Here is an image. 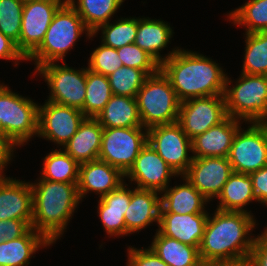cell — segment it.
<instances>
[{
    "label": "cell",
    "instance_id": "6da1fadb",
    "mask_svg": "<svg viewBox=\"0 0 267 266\" xmlns=\"http://www.w3.org/2000/svg\"><path fill=\"white\" fill-rule=\"evenodd\" d=\"M178 48L163 57L160 70L169 79L180 102L224 95L227 76L218 63L202 54Z\"/></svg>",
    "mask_w": 267,
    "mask_h": 266
},
{
    "label": "cell",
    "instance_id": "7a4b0ae2",
    "mask_svg": "<svg viewBox=\"0 0 267 266\" xmlns=\"http://www.w3.org/2000/svg\"><path fill=\"white\" fill-rule=\"evenodd\" d=\"M255 225L250 212L216 209L213 217L208 216L199 245L202 263L249 258L255 240L250 232Z\"/></svg>",
    "mask_w": 267,
    "mask_h": 266
},
{
    "label": "cell",
    "instance_id": "3957f363",
    "mask_svg": "<svg viewBox=\"0 0 267 266\" xmlns=\"http://www.w3.org/2000/svg\"><path fill=\"white\" fill-rule=\"evenodd\" d=\"M30 184L33 196L31 227L53 244L63 234L80 203L78 183L39 179Z\"/></svg>",
    "mask_w": 267,
    "mask_h": 266
},
{
    "label": "cell",
    "instance_id": "277c9868",
    "mask_svg": "<svg viewBox=\"0 0 267 266\" xmlns=\"http://www.w3.org/2000/svg\"><path fill=\"white\" fill-rule=\"evenodd\" d=\"M93 37L82 18L66 0L56 11L40 46L27 58L34 60L36 70L47 63L63 61L82 33Z\"/></svg>",
    "mask_w": 267,
    "mask_h": 266
},
{
    "label": "cell",
    "instance_id": "5b68a950",
    "mask_svg": "<svg viewBox=\"0 0 267 266\" xmlns=\"http://www.w3.org/2000/svg\"><path fill=\"white\" fill-rule=\"evenodd\" d=\"M136 100L142 126L147 130L177 122L181 102L161 70L145 79Z\"/></svg>",
    "mask_w": 267,
    "mask_h": 266
},
{
    "label": "cell",
    "instance_id": "8992f818",
    "mask_svg": "<svg viewBox=\"0 0 267 266\" xmlns=\"http://www.w3.org/2000/svg\"><path fill=\"white\" fill-rule=\"evenodd\" d=\"M226 77L224 92L228 116L249 123L267 122V76L244 74L229 88Z\"/></svg>",
    "mask_w": 267,
    "mask_h": 266
},
{
    "label": "cell",
    "instance_id": "52a82bcc",
    "mask_svg": "<svg viewBox=\"0 0 267 266\" xmlns=\"http://www.w3.org/2000/svg\"><path fill=\"white\" fill-rule=\"evenodd\" d=\"M38 105L0 84V121L4 136L16 146H23L38 135Z\"/></svg>",
    "mask_w": 267,
    "mask_h": 266
},
{
    "label": "cell",
    "instance_id": "ba28073f",
    "mask_svg": "<svg viewBox=\"0 0 267 266\" xmlns=\"http://www.w3.org/2000/svg\"><path fill=\"white\" fill-rule=\"evenodd\" d=\"M146 144L147 129L144 127L104 128L98 160L125 175Z\"/></svg>",
    "mask_w": 267,
    "mask_h": 266
},
{
    "label": "cell",
    "instance_id": "9c48e42d",
    "mask_svg": "<svg viewBox=\"0 0 267 266\" xmlns=\"http://www.w3.org/2000/svg\"><path fill=\"white\" fill-rule=\"evenodd\" d=\"M55 62L40 66L36 72L44 77L50 88L48 101L73 107L84 113V101L86 92V68L75 70Z\"/></svg>",
    "mask_w": 267,
    "mask_h": 266
},
{
    "label": "cell",
    "instance_id": "30bf717a",
    "mask_svg": "<svg viewBox=\"0 0 267 266\" xmlns=\"http://www.w3.org/2000/svg\"><path fill=\"white\" fill-rule=\"evenodd\" d=\"M236 132L228 161L233 172L251 174L267 165V123H251Z\"/></svg>",
    "mask_w": 267,
    "mask_h": 266
},
{
    "label": "cell",
    "instance_id": "8fae6325",
    "mask_svg": "<svg viewBox=\"0 0 267 266\" xmlns=\"http://www.w3.org/2000/svg\"><path fill=\"white\" fill-rule=\"evenodd\" d=\"M147 142L178 175H183L193 161L192 141L176 122L147 130Z\"/></svg>",
    "mask_w": 267,
    "mask_h": 266
},
{
    "label": "cell",
    "instance_id": "7c38bea8",
    "mask_svg": "<svg viewBox=\"0 0 267 266\" xmlns=\"http://www.w3.org/2000/svg\"><path fill=\"white\" fill-rule=\"evenodd\" d=\"M227 117L224 95H214L181 102L177 123L192 140Z\"/></svg>",
    "mask_w": 267,
    "mask_h": 266
},
{
    "label": "cell",
    "instance_id": "4fadbf2b",
    "mask_svg": "<svg viewBox=\"0 0 267 266\" xmlns=\"http://www.w3.org/2000/svg\"><path fill=\"white\" fill-rule=\"evenodd\" d=\"M66 0H25L19 51L27 59L41 44L53 16Z\"/></svg>",
    "mask_w": 267,
    "mask_h": 266
},
{
    "label": "cell",
    "instance_id": "5bb4252c",
    "mask_svg": "<svg viewBox=\"0 0 267 266\" xmlns=\"http://www.w3.org/2000/svg\"><path fill=\"white\" fill-rule=\"evenodd\" d=\"M86 118L73 107L46 101L38 107V136L64 146Z\"/></svg>",
    "mask_w": 267,
    "mask_h": 266
},
{
    "label": "cell",
    "instance_id": "9a60e30c",
    "mask_svg": "<svg viewBox=\"0 0 267 266\" xmlns=\"http://www.w3.org/2000/svg\"><path fill=\"white\" fill-rule=\"evenodd\" d=\"M233 173L227 157L193 158L188 170L182 175L206 199L218 197L224 184Z\"/></svg>",
    "mask_w": 267,
    "mask_h": 266
},
{
    "label": "cell",
    "instance_id": "2e32d148",
    "mask_svg": "<svg viewBox=\"0 0 267 266\" xmlns=\"http://www.w3.org/2000/svg\"><path fill=\"white\" fill-rule=\"evenodd\" d=\"M173 176L179 175L148 142L125 174V177L137 184L138 189L155 190L160 192L159 195L169 186V180Z\"/></svg>",
    "mask_w": 267,
    "mask_h": 266
},
{
    "label": "cell",
    "instance_id": "e0dca14e",
    "mask_svg": "<svg viewBox=\"0 0 267 266\" xmlns=\"http://www.w3.org/2000/svg\"><path fill=\"white\" fill-rule=\"evenodd\" d=\"M7 219L25 220L32 225L33 196L29 182L0 177V220Z\"/></svg>",
    "mask_w": 267,
    "mask_h": 266
},
{
    "label": "cell",
    "instance_id": "ac0fdd59",
    "mask_svg": "<svg viewBox=\"0 0 267 266\" xmlns=\"http://www.w3.org/2000/svg\"><path fill=\"white\" fill-rule=\"evenodd\" d=\"M125 175L116 167L101 160L81 163L79 166L78 194L80 200L89 191L96 194H108L124 183Z\"/></svg>",
    "mask_w": 267,
    "mask_h": 266
},
{
    "label": "cell",
    "instance_id": "d6986e66",
    "mask_svg": "<svg viewBox=\"0 0 267 266\" xmlns=\"http://www.w3.org/2000/svg\"><path fill=\"white\" fill-rule=\"evenodd\" d=\"M240 121L228 116L218 125L194 137L191 140L193 158L228 157L233 138L241 127Z\"/></svg>",
    "mask_w": 267,
    "mask_h": 266
},
{
    "label": "cell",
    "instance_id": "ffe728a7",
    "mask_svg": "<svg viewBox=\"0 0 267 266\" xmlns=\"http://www.w3.org/2000/svg\"><path fill=\"white\" fill-rule=\"evenodd\" d=\"M208 216V213H160L157 230L162 235L199 249Z\"/></svg>",
    "mask_w": 267,
    "mask_h": 266
},
{
    "label": "cell",
    "instance_id": "44dd1931",
    "mask_svg": "<svg viewBox=\"0 0 267 266\" xmlns=\"http://www.w3.org/2000/svg\"><path fill=\"white\" fill-rule=\"evenodd\" d=\"M155 190L135 189L131 190V199L124 214L126 230L129 234L144 229L152 222L159 225L161 197Z\"/></svg>",
    "mask_w": 267,
    "mask_h": 266
},
{
    "label": "cell",
    "instance_id": "7402d4cb",
    "mask_svg": "<svg viewBox=\"0 0 267 266\" xmlns=\"http://www.w3.org/2000/svg\"><path fill=\"white\" fill-rule=\"evenodd\" d=\"M103 129L96 118L86 117L62 149L79 164L98 160Z\"/></svg>",
    "mask_w": 267,
    "mask_h": 266
},
{
    "label": "cell",
    "instance_id": "603a6c76",
    "mask_svg": "<svg viewBox=\"0 0 267 266\" xmlns=\"http://www.w3.org/2000/svg\"><path fill=\"white\" fill-rule=\"evenodd\" d=\"M122 183L118 188L112 190L99 199L98 214L105 228V231L110 236H123L129 233L126 230L124 214L128 209L131 190Z\"/></svg>",
    "mask_w": 267,
    "mask_h": 266
},
{
    "label": "cell",
    "instance_id": "cb8c5ba5",
    "mask_svg": "<svg viewBox=\"0 0 267 266\" xmlns=\"http://www.w3.org/2000/svg\"><path fill=\"white\" fill-rule=\"evenodd\" d=\"M184 184L167 187L161 193L160 213L191 214L207 213L204 204L209 202L186 178Z\"/></svg>",
    "mask_w": 267,
    "mask_h": 266
},
{
    "label": "cell",
    "instance_id": "d4e9b609",
    "mask_svg": "<svg viewBox=\"0 0 267 266\" xmlns=\"http://www.w3.org/2000/svg\"><path fill=\"white\" fill-rule=\"evenodd\" d=\"M49 245L51 243L31 227L20 238L0 243V266H27L33 253Z\"/></svg>",
    "mask_w": 267,
    "mask_h": 266
},
{
    "label": "cell",
    "instance_id": "484cf974",
    "mask_svg": "<svg viewBox=\"0 0 267 266\" xmlns=\"http://www.w3.org/2000/svg\"><path fill=\"white\" fill-rule=\"evenodd\" d=\"M103 128L143 127L136 98L112 95L95 117Z\"/></svg>",
    "mask_w": 267,
    "mask_h": 266
},
{
    "label": "cell",
    "instance_id": "4316f807",
    "mask_svg": "<svg viewBox=\"0 0 267 266\" xmlns=\"http://www.w3.org/2000/svg\"><path fill=\"white\" fill-rule=\"evenodd\" d=\"M149 247L169 266H203L197 247L162 235L158 230Z\"/></svg>",
    "mask_w": 267,
    "mask_h": 266
},
{
    "label": "cell",
    "instance_id": "83f0119b",
    "mask_svg": "<svg viewBox=\"0 0 267 266\" xmlns=\"http://www.w3.org/2000/svg\"><path fill=\"white\" fill-rule=\"evenodd\" d=\"M172 33V28L165 21L138 18V29L134 43L161 65L164 58L161 57L162 55L159 52L167 47Z\"/></svg>",
    "mask_w": 267,
    "mask_h": 266
},
{
    "label": "cell",
    "instance_id": "f1b7e54d",
    "mask_svg": "<svg viewBox=\"0 0 267 266\" xmlns=\"http://www.w3.org/2000/svg\"><path fill=\"white\" fill-rule=\"evenodd\" d=\"M221 211L247 212L243 207L257 201L249 174L233 172L217 197Z\"/></svg>",
    "mask_w": 267,
    "mask_h": 266
},
{
    "label": "cell",
    "instance_id": "f546056e",
    "mask_svg": "<svg viewBox=\"0 0 267 266\" xmlns=\"http://www.w3.org/2000/svg\"><path fill=\"white\" fill-rule=\"evenodd\" d=\"M93 33L99 26L110 21L124 0H67Z\"/></svg>",
    "mask_w": 267,
    "mask_h": 266
},
{
    "label": "cell",
    "instance_id": "4dcf8cb0",
    "mask_svg": "<svg viewBox=\"0 0 267 266\" xmlns=\"http://www.w3.org/2000/svg\"><path fill=\"white\" fill-rule=\"evenodd\" d=\"M79 166L80 164L64 150H53L44 158L40 179L78 183Z\"/></svg>",
    "mask_w": 267,
    "mask_h": 266
},
{
    "label": "cell",
    "instance_id": "1f68e13d",
    "mask_svg": "<svg viewBox=\"0 0 267 266\" xmlns=\"http://www.w3.org/2000/svg\"><path fill=\"white\" fill-rule=\"evenodd\" d=\"M112 95L108 77L86 67L84 115L95 118L104 109Z\"/></svg>",
    "mask_w": 267,
    "mask_h": 266
},
{
    "label": "cell",
    "instance_id": "d6a6232c",
    "mask_svg": "<svg viewBox=\"0 0 267 266\" xmlns=\"http://www.w3.org/2000/svg\"><path fill=\"white\" fill-rule=\"evenodd\" d=\"M242 73L267 76V32L245 33Z\"/></svg>",
    "mask_w": 267,
    "mask_h": 266
},
{
    "label": "cell",
    "instance_id": "836d02e7",
    "mask_svg": "<svg viewBox=\"0 0 267 266\" xmlns=\"http://www.w3.org/2000/svg\"><path fill=\"white\" fill-rule=\"evenodd\" d=\"M228 17L234 24L245 26V33L267 32V0H249Z\"/></svg>",
    "mask_w": 267,
    "mask_h": 266
},
{
    "label": "cell",
    "instance_id": "e575fe53",
    "mask_svg": "<svg viewBox=\"0 0 267 266\" xmlns=\"http://www.w3.org/2000/svg\"><path fill=\"white\" fill-rule=\"evenodd\" d=\"M138 29V18H121L116 23H106L99 26L92 35L101 30L102 41L105 46L119 49L125 45L135 42V37Z\"/></svg>",
    "mask_w": 267,
    "mask_h": 266
},
{
    "label": "cell",
    "instance_id": "d590c367",
    "mask_svg": "<svg viewBox=\"0 0 267 266\" xmlns=\"http://www.w3.org/2000/svg\"><path fill=\"white\" fill-rule=\"evenodd\" d=\"M107 77L113 95L136 98L148 75L143 70L123 65Z\"/></svg>",
    "mask_w": 267,
    "mask_h": 266
},
{
    "label": "cell",
    "instance_id": "8d00e7d4",
    "mask_svg": "<svg viewBox=\"0 0 267 266\" xmlns=\"http://www.w3.org/2000/svg\"><path fill=\"white\" fill-rule=\"evenodd\" d=\"M24 0H0V31L16 42L19 50Z\"/></svg>",
    "mask_w": 267,
    "mask_h": 266
},
{
    "label": "cell",
    "instance_id": "74e56055",
    "mask_svg": "<svg viewBox=\"0 0 267 266\" xmlns=\"http://www.w3.org/2000/svg\"><path fill=\"white\" fill-rule=\"evenodd\" d=\"M124 66L143 70L148 76L160 70V64L135 43L117 49Z\"/></svg>",
    "mask_w": 267,
    "mask_h": 266
},
{
    "label": "cell",
    "instance_id": "f35d334b",
    "mask_svg": "<svg viewBox=\"0 0 267 266\" xmlns=\"http://www.w3.org/2000/svg\"><path fill=\"white\" fill-rule=\"evenodd\" d=\"M88 62V69L104 76H109L123 66L117 49L105 46L102 43L91 53Z\"/></svg>",
    "mask_w": 267,
    "mask_h": 266
},
{
    "label": "cell",
    "instance_id": "ab89813d",
    "mask_svg": "<svg viewBox=\"0 0 267 266\" xmlns=\"http://www.w3.org/2000/svg\"><path fill=\"white\" fill-rule=\"evenodd\" d=\"M127 266H169L150 248H128Z\"/></svg>",
    "mask_w": 267,
    "mask_h": 266
},
{
    "label": "cell",
    "instance_id": "60d3db41",
    "mask_svg": "<svg viewBox=\"0 0 267 266\" xmlns=\"http://www.w3.org/2000/svg\"><path fill=\"white\" fill-rule=\"evenodd\" d=\"M31 226L25 220H0V243L4 240H13L23 236Z\"/></svg>",
    "mask_w": 267,
    "mask_h": 266
},
{
    "label": "cell",
    "instance_id": "b9f144b4",
    "mask_svg": "<svg viewBox=\"0 0 267 266\" xmlns=\"http://www.w3.org/2000/svg\"><path fill=\"white\" fill-rule=\"evenodd\" d=\"M249 260L251 266H267V228L255 237Z\"/></svg>",
    "mask_w": 267,
    "mask_h": 266
},
{
    "label": "cell",
    "instance_id": "7bdbcfd3",
    "mask_svg": "<svg viewBox=\"0 0 267 266\" xmlns=\"http://www.w3.org/2000/svg\"><path fill=\"white\" fill-rule=\"evenodd\" d=\"M249 176L252 180L256 200L267 205V165L249 174Z\"/></svg>",
    "mask_w": 267,
    "mask_h": 266
},
{
    "label": "cell",
    "instance_id": "ee69618b",
    "mask_svg": "<svg viewBox=\"0 0 267 266\" xmlns=\"http://www.w3.org/2000/svg\"><path fill=\"white\" fill-rule=\"evenodd\" d=\"M0 58L8 60H27L22 53L18 50L17 44L8 36H5L0 31Z\"/></svg>",
    "mask_w": 267,
    "mask_h": 266
},
{
    "label": "cell",
    "instance_id": "f6af8a7d",
    "mask_svg": "<svg viewBox=\"0 0 267 266\" xmlns=\"http://www.w3.org/2000/svg\"><path fill=\"white\" fill-rule=\"evenodd\" d=\"M15 146L8 137L0 134V177H4L3 169L11 160Z\"/></svg>",
    "mask_w": 267,
    "mask_h": 266
},
{
    "label": "cell",
    "instance_id": "bcb514c9",
    "mask_svg": "<svg viewBox=\"0 0 267 266\" xmlns=\"http://www.w3.org/2000/svg\"><path fill=\"white\" fill-rule=\"evenodd\" d=\"M203 266H251L249 258L232 261H216L203 264Z\"/></svg>",
    "mask_w": 267,
    "mask_h": 266
},
{
    "label": "cell",
    "instance_id": "7dc6e473",
    "mask_svg": "<svg viewBox=\"0 0 267 266\" xmlns=\"http://www.w3.org/2000/svg\"><path fill=\"white\" fill-rule=\"evenodd\" d=\"M0 134L4 135V128L2 127L1 121H0Z\"/></svg>",
    "mask_w": 267,
    "mask_h": 266
}]
</instances>
